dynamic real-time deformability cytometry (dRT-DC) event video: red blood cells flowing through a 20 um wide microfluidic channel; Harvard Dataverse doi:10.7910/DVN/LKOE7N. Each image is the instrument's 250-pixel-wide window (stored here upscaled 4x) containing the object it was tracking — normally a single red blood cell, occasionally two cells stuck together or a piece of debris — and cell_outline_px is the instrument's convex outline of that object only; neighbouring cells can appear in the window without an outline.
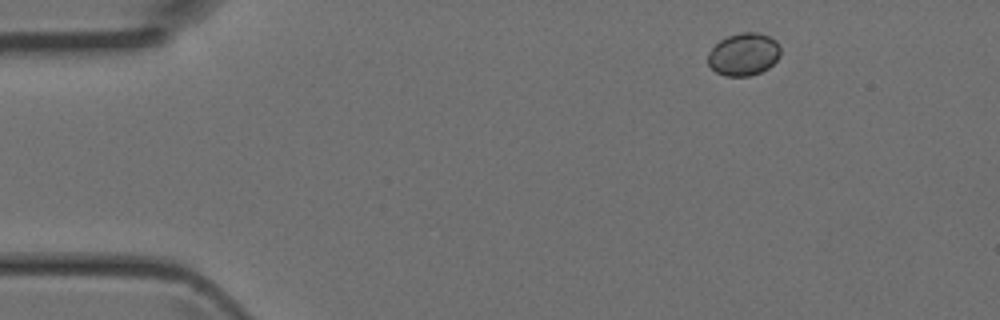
{"species": "Egyptian fruit bat (a non-hibernating species)", "species_latin": "Rousettus aegyptiacus", "temperature_condition": "room temperature", "stored_images_in_passage": 3, "camera_frame_rate_fps": 3000, "um_per_image_px": 0.085, "animal": {"sex": "female"}, "frame": {"image": 1, "passage_image": 1, "time_ms": 0.0, "image_size_px": [1000, 320], "cell_outline_px": [[780, 56], [768, 68], [760, 72], [748, 76], [724, 76], [716, 72], [708, 64], [708, 52], [720, 40], [728, 36], [740, 32], [756, 32], [768, 36], [776, 40], [780, 48]], "centroid_in_image_um": [63.21, 4.61], "position_along_channel_um": 21.8, "area_um2": 17.98}}
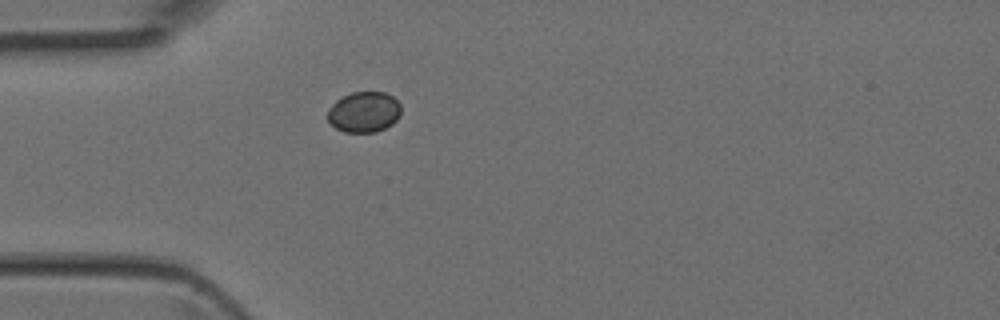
{"frame": {"image": 2, "passage_image": 3, "time_ms": 0.667, "image_size_px": [1000, 320], "cell_outline_px": [[400, 116], [392, 124], [376, 132], [344, 132], [336, 128], [328, 120], [328, 108], [336, 100], [352, 92], [384, 92], [392, 96], [400, 104]], "centroid_in_image_um": [30.94, 9.52], "position_along_channel_um": 54.1, "area_um2": 17.34}}